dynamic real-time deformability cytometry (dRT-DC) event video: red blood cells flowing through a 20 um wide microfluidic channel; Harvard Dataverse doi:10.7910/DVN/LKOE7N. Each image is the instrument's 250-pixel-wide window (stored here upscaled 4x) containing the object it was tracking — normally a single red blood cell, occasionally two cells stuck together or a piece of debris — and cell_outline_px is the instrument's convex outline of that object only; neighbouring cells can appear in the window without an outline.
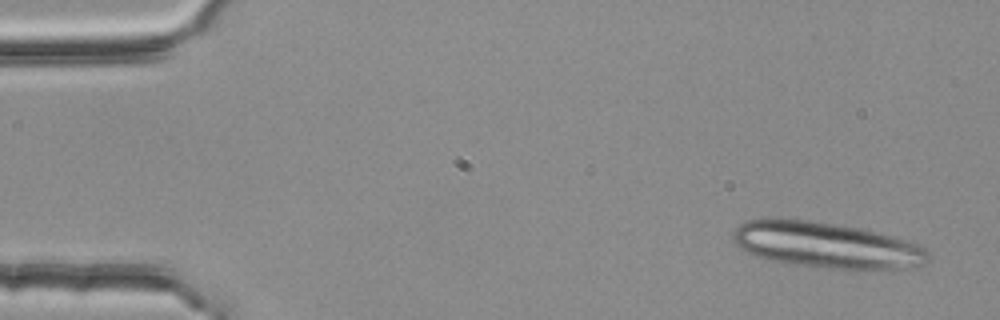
{"species": "common noctule bat (a hibernating species)", "species_latin": "Nyctalus noctula", "temperature_condition": "room temperature", "stored_images_in_passage": 5, "camera_frame_rate_fps": 3000, "um_per_image_px": 0.085, "animal": {"sex": "female", "body_mass_g": 25.1}, "frame": {"image": 1, "passage_image": 1, "time_ms": 0.0, "image_size_px": [1000, 320], "cell_outline_px": [[932, 256], [924, 264], [900, 268], [832, 268], [796, 264], [764, 260], [752, 256], [740, 248], [732, 240], [732, 232], [740, 224], [748, 220], [768, 216], [772, 216], [808, 220], [856, 228], [904, 240], [916, 244], [924, 248]], "centroid_in_image_um": [70.09, 20.81], "position_along_channel_um": 14.9, "area_um2": 51.85}}